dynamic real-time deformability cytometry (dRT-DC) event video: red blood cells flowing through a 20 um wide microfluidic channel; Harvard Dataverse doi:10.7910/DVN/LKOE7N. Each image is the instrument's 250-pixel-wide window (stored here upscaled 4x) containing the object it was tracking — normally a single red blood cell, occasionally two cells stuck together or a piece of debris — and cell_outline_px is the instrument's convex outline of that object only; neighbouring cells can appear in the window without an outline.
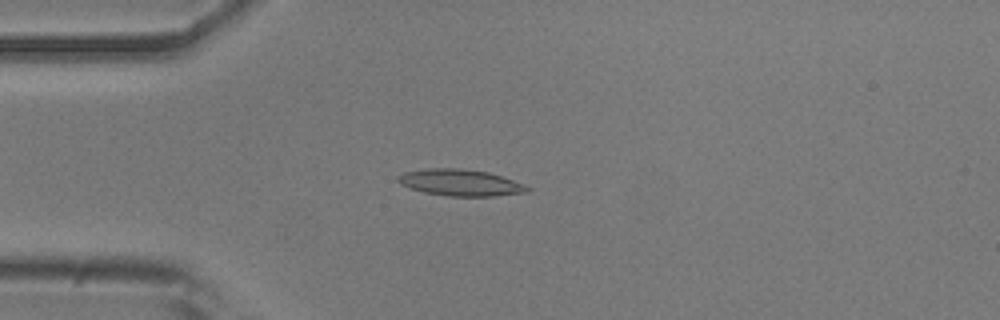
{"species": "common noctule bat (a hibernating species)", "species_latin": "Nyctalus noctula", "temperature_condition": "room temperature", "stored_images_in_passage": 27, "camera_frame_rate_fps": 3000, "um_per_image_px": 0.085, "animal": {"sex": "male", "body_mass_g": 20.5, "forearm_length_mm": 52.5}, "frame": {"image": 1, "passage_image": 2, "time_ms": 0.333, "image_size_px": [1000, 320], "cell_outline_px": [[532, 188], [528, 192], [496, 196], [448, 196], [424, 192], [400, 184], [396, 180], [396, 176], [404, 172], [428, 168], [460, 168], [488, 172], [524, 184]], "centroid_in_image_um": [39.12, 15.52], "position_along_channel_um": 45.9, "area_um2": 20.0}}
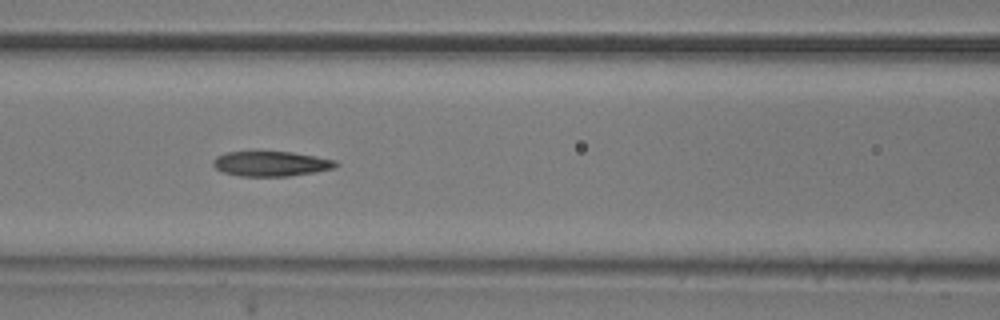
{"frame": {"image": 2, "passage_image": 11, "time_ms": 3.333, "image_size_px": [1000, 320], "cell_outline_px": [[340, 164], [332, 168], [316, 172], [288, 176], [240, 176], [224, 172], [216, 168], [212, 164], [212, 160], [216, 156], [228, 152], [292, 152], [316, 156], [336, 160]], "centroid_in_image_um": [23.05, 13.91], "position_along_channel_um": 143.5, "area_um2": 17.8}}
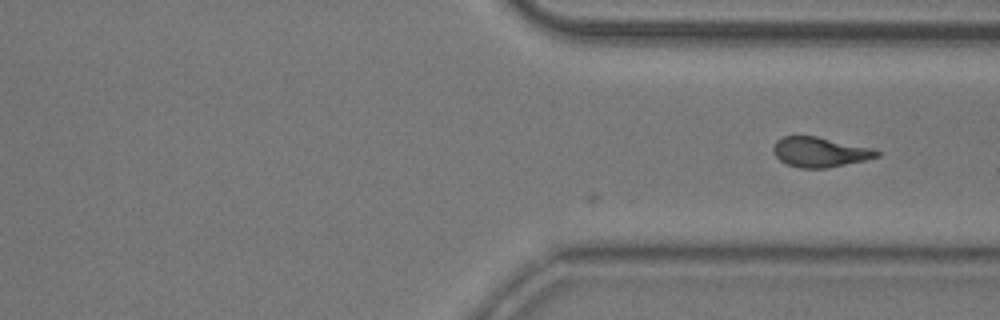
{"frame": {"image": 3, "passage_image": 27, "time_ms": 8.667, "image_size_px": [1000, 320], "cell_outline_px": [[880, 156], [864, 160], [828, 168], [800, 168], [788, 164], [780, 160], [776, 156], [772, 148], [776, 140], [784, 136], [816, 136], [872, 148], [880, 152]], "centroid_in_image_um": [69.68, 12.92], "position_along_channel_um": 341.7, "area_um2": 17.92}}